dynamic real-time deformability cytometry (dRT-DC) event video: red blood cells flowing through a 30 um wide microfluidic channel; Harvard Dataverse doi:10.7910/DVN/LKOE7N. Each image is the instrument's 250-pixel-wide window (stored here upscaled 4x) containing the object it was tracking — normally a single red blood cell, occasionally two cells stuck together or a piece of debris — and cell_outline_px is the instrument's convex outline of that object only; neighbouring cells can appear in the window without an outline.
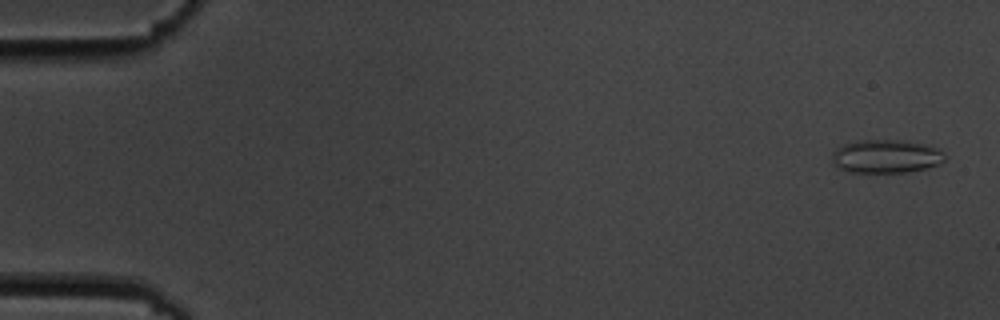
{"species": "common noctule bat (a hibernating species)", "species_latin": "Nyctalus noctula", "temperature_condition": "cold", "stored_images_in_passage": 56, "camera_frame_rate_fps": 3000, "um_per_image_px": 0.085, "animal": {"sex": "male", "body_mass_g": 19.5, "forearm_length_mm": 54.6}, "frame": {"image": 1, "passage_image": 2, "time_ms": 0.333, "image_size_px": [1000, 320], "cell_outline_px": [[948, 156], [940, 164], [928, 168], [908, 172], [848, 172], [840, 168], [832, 160], [832, 152], [836, 148], [844, 144], [856, 140], [908, 140], [940, 148]], "centroid_in_image_um": [75.37, 13.28], "position_along_channel_um": 9.6, "area_um2": 22.31}}
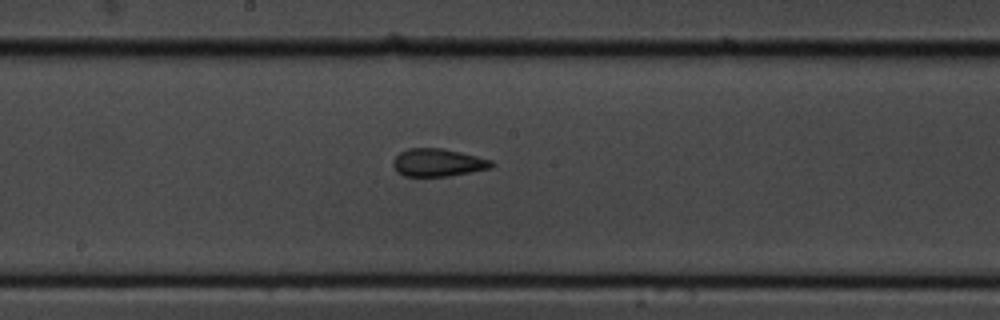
{"frame": {"image": 2, "passage_image": 30, "time_ms": 9.667, "image_size_px": [1000, 320], "cell_outline_px": [[496, 164], [492, 168], [448, 176], [404, 176], [396, 172], [392, 164], [392, 160], [400, 152], [408, 148], [440, 148], [460, 152], [492, 160]], "centroid_in_image_um": [37.21, 13.82], "position_along_channel_um": 211.0, "area_um2": 16.01}}
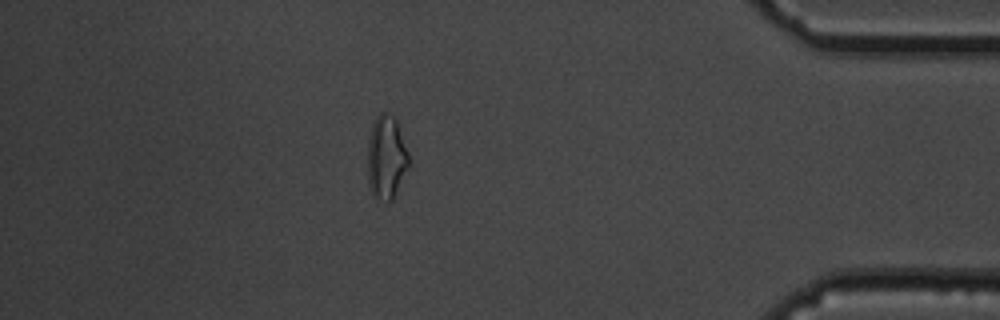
{"frame": {"image": 3, "passage_image": 49, "time_ms": 16.0, "image_size_px": [1000, 320], "cell_outline_px": [[408, 168], [392, 200], [388, 200], [376, 196], [372, 192], [368, 184], [368, 136], [372, 124], [376, 116], [380, 112], [384, 112], [392, 116], [396, 120], [408, 152]], "centroid_in_image_um": [32.82, 13.33], "position_along_channel_um": 402.4, "area_um2": 19.71}, "authors_computed_cell_mechanics": {"area_um2": 16.9643, "velocity_mm_per_s": 3.6189, "shape_relaxation_time_tau1_ms": null, "shape_relaxation_time_tau2_ms": 1.8888, "deformation_change_tau1": null, "deformation_change_tau2": 0.078}}